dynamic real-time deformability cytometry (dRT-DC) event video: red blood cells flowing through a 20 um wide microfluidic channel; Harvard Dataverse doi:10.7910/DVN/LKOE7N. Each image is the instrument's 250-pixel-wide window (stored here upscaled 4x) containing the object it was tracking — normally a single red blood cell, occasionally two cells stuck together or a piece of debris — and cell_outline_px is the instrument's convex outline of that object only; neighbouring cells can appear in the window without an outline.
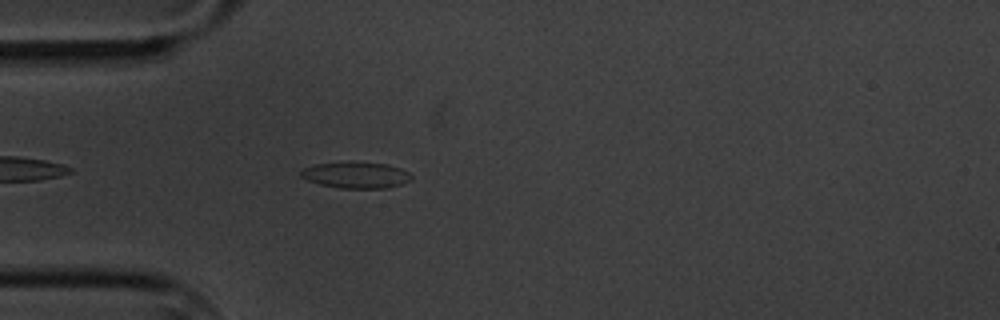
{"species": "common noctule bat (a hibernating species)", "species_latin": "Nyctalus noctula", "temperature_condition": "cold", "stored_images_in_passage": 4, "camera_frame_rate_fps": 3000, "um_per_image_px": 0.085, "animal": {"sex": "male", "body_mass_g": 20.1, "forearm_length_mm": 53.5}, "frame": {"image": 1, "passage_image": 4, "time_ms": 4.333, "image_size_px": [1000, 320], "cell_outline_px": [[412, 180], [388, 188], [340, 188], [320, 184], [308, 180], [300, 176], [300, 172], [304, 168], [316, 164], [352, 160], [388, 164], [400, 168], [408, 172], [412, 176]], "centroid_in_image_um": [30.27, 14.85], "position_along_channel_um": 54.7, "area_um2": 17.22}}